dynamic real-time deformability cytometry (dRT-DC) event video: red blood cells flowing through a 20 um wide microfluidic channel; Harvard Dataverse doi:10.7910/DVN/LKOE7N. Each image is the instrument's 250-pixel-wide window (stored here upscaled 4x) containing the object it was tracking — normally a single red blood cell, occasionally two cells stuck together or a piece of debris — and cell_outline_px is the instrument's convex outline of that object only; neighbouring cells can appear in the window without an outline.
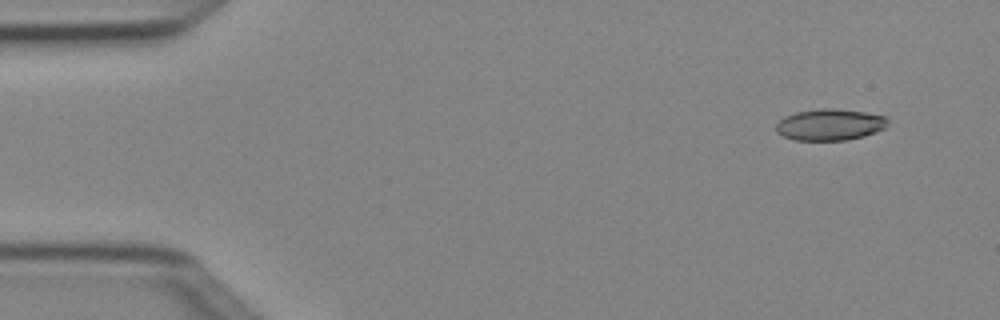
{"species": "Egyptian fruit bat (a non-hibernating species)", "species_latin": "Rousettus aegyptiacus", "temperature_condition": "cold", "stored_images_in_passage": 5, "camera_frame_rate_fps": 3000, "um_per_image_px": 0.085, "animal": {"sex": "female"}, "frame": {"image": 1, "passage_image": 2, "time_ms": 0.333, "image_size_px": [1000, 320], "cell_outline_px": [[888, 128], [864, 136], [844, 140], [796, 140], [784, 136], [776, 132], [776, 124], [784, 116], [796, 112], [820, 108], [832, 108], [864, 112], [888, 116]], "centroid_in_image_um": [70.58, 10.59], "position_along_channel_um": 14.4, "area_um2": 20.63}}
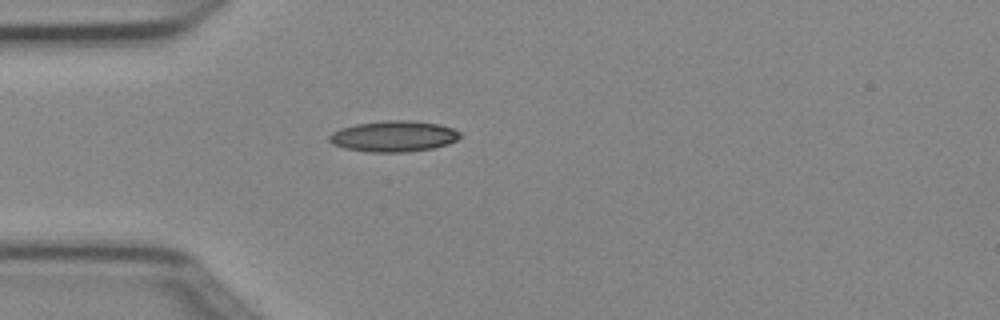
{"frame": {"image": 2, "passage_image": 5, "time_ms": 1.333, "image_size_px": [1000, 320], "cell_outline_px": [[464, 136], [448, 144], [432, 148], [408, 152], [368, 152], [344, 148], [332, 144], [328, 140], [328, 136], [332, 132], [340, 128], [356, 124], [388, 120], [404, 120], [436, 124], [452, 128], [460, 132]], "centroid_in_image_um": [33.44, 11.59], "position_along_channel_um": 51.6, "area_um2": 23.58}}